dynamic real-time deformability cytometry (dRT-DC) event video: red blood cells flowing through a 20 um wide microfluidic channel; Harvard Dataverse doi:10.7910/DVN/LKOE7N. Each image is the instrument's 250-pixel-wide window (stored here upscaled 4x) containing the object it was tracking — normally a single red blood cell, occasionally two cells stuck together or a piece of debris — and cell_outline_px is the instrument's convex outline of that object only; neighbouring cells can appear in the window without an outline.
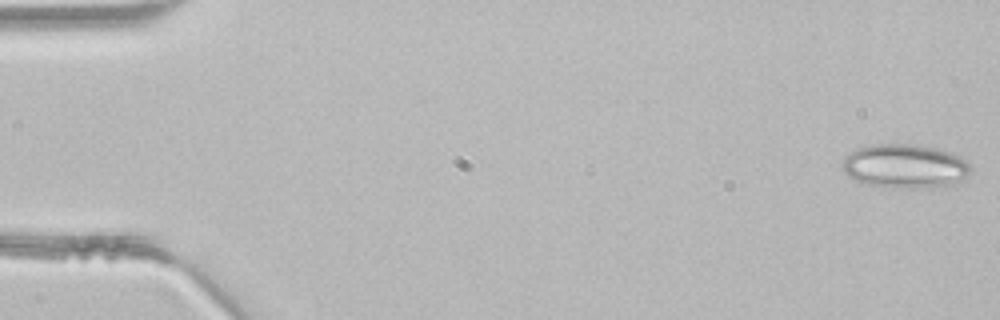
{"species": "common noctule bat (a hibernating species)", "species_latin": "Nyctalus noctula", "temperature_condition": "room temperature", "stored_images_in_passage": 45, "camera_frame_rate_fps": 3000, "um_per_image_px": 0.085, "animal": {"sex": "male", "body_mass_g": 21.5, "forearm_length_mm": 52.0}, "frame": {"image": 1, "passage_image": 1, "time_ms": 0.0, "image_size_px": [1000, 320], "cell_outline_px": [[972, 168], [968, 176], [964, 180], [944, 188], [892, 188], [868, 184], [856, 180], [848, 176], [844, 172], [844, 156], [860, 148], [872, 144], [912, 144], [936, 148], [952, 152], [968, 160]], "centroid_in_image_um": [77.02, 14.14], "position_along_channel_um": 8.0, "area_um2": 33.41}}
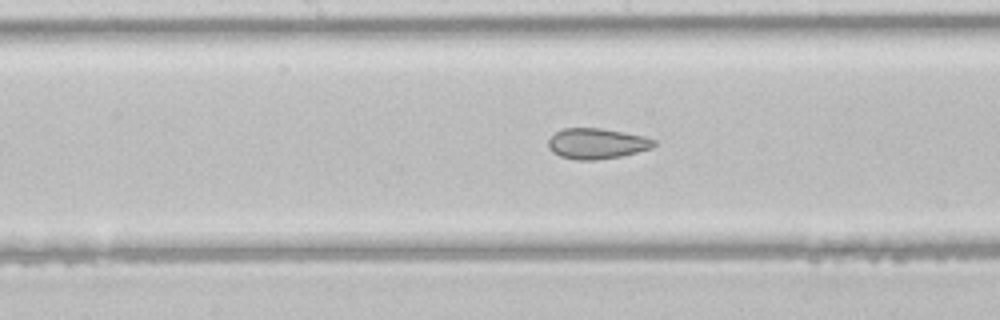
{"frame": {"image": 2, "passage_image": 23, "time_ms": 7.333, "image_size_px": [1000, 320], "cell_outline_px": [[656, 144], [652, 148], [620, 156], [596, 160], [576, 160], [560, 156], [552, 152], [548, 148], [548, 140], [556, 132], [564, 128], [600, 128], [644, 136], [656, 140]], "centroid_in_image_um": [50.71, 12.2], "position_along_channel_um": 197.5, "area_um2": 18.79}}
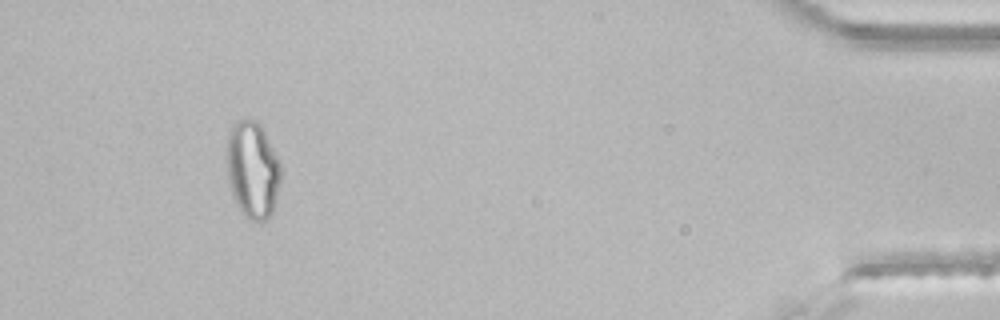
{"frame": {"image": 3, "passage_image": 42, "time_ms": 13.667, "image_size_px": [1000, 320], "cell_outline_px": [[280, 180], [276, 200], [272, 212], [260, 224], [244, 216], [240, 212], [228, 184], [224, 156], [224, 148], [228, 128], [240, 116], [256, 120], [260, 124], [280, 164]], "centroid_in_image_um": [21.38, 14.38], "position_along_channel_um": 413.8, "area_um2": 31.5}}